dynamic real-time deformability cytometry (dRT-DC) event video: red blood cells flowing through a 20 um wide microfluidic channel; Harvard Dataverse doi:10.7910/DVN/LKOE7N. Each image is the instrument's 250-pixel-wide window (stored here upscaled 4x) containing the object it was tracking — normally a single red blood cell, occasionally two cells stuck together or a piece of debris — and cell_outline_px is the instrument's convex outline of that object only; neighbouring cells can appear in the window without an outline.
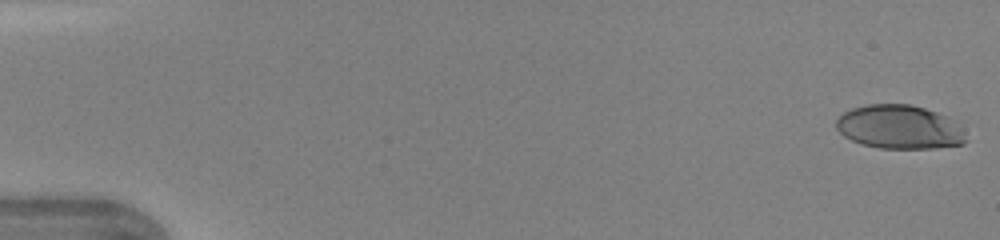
{"species": "human", "species_latin": "Homo sapiens", "temperature_condition": "warm", "stored_images_in_passage": 8, "camera_frame_rate_fps": 3000, "um_per_image_px": 0.085, "donor": {"sex": "female"}, "frame": {"image": 1, "passage_image": 1, "time_ms": 0.0, "image_size_px": [1000, 240], "cell_outline_px": [[968, 140], [964, 144], [936, 148], [880, 148], [864, 144], [852, 140], [844, 136], [836, 128], [836, 120], [844, 112], [852, 108], [868, 104], [908, 104], [924, 108], [936, 112], [956, 120]], "centroid_in_image_um": [76.48, 10.8], "position_along_channel_um": 8.5, "area_um2": 33.12}}